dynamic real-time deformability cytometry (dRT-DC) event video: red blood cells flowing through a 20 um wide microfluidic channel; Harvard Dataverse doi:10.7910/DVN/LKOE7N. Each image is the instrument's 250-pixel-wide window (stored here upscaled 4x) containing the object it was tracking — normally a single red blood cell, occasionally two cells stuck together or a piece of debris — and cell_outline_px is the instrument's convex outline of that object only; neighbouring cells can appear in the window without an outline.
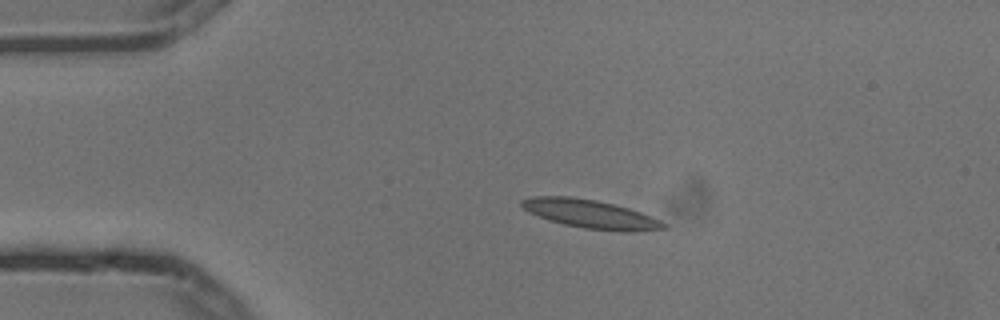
{"species": "common noctule bat (a hibernating species)", "species_latin": "Nyctalus noctula", "temperature_condition": "cold", "stored_images_in_passage": 3, "camera_frame_rate_fps": 3000, "um_per_image_px": 0.085, "animal": {"sex": "male", "body_mass_g": 13.3}, "frame": {"image": 1, "passage_image": 2, "time_ms": 0.333, "image_size_px": [1000, 320], "cell_outline_px": [[668, 228], [632, 232], [620, 232], [584, 228], [564, 224], [548, 220], [528, 212], [520, 204], [520, 200], [532, 196], [568, 196], [596, 200], [628, 208], [652, 216], [668, 224]], "centroid_in_image_um": [50.21, 18.2], "position_along_channel_um": 34.8, "area_um2": 23.76}}